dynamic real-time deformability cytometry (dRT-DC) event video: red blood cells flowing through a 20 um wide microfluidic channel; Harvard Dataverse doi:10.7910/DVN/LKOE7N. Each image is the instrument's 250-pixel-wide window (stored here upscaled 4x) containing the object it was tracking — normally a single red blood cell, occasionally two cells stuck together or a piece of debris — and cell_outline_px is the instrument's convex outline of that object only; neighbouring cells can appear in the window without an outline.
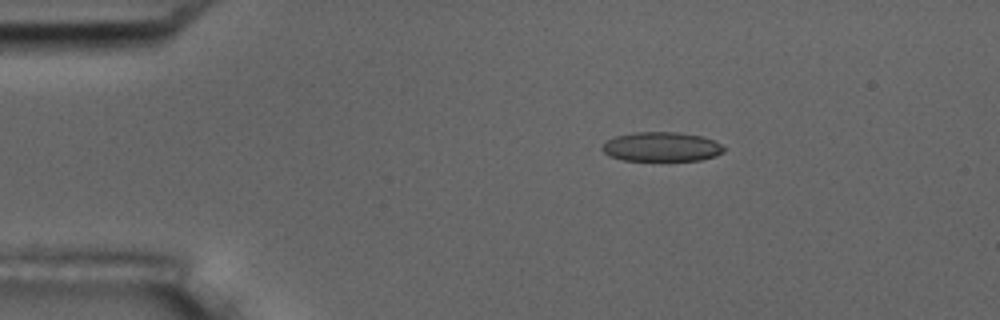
{"species": "common noctule bat (a hibernating species)", "species_latin": "Nyctalus noctula", "temperature_condition": "room temperature", "stored_images_in_passage": 5, "camera_frame_rate_fps": 3000, "um_per_image_px": 0.085, "animal": {"sex": "male", "body_mass_g": 17.5, "forearm_length_mm": 52.3}, "frame": {"image": 1, "passage_image": 2, "time_ms": 1.333, "image_size_px": [1000, 320], "cell_outline_px": [[724, 152], [716, 156], [700, 160], [624, 160], [612, 156], [604, 152], [600, 148], [608, 140], [616, 136], [636, 132], [680, 132], [700, 136], [712, 140], [720, 144], [724, 148]], "centroid_in_image_um": [56.25, 12.47], "position_along_channel_um": 28.8, "area_um2": 20.58}}
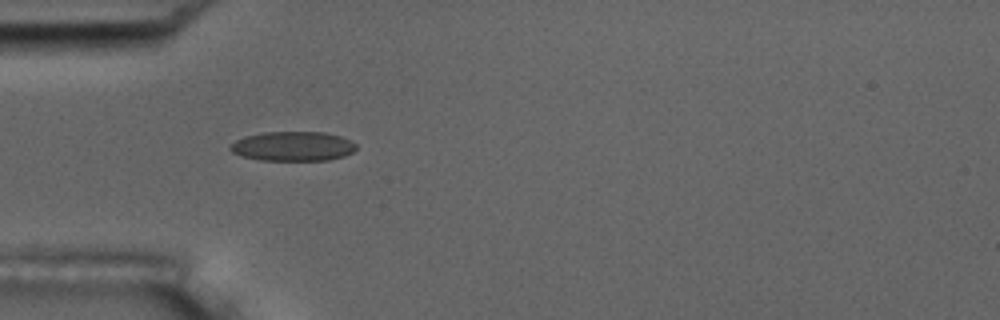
{"frame": {"image": 2, "passage_image": 4, "time_ms": 3.667, "image_size_px": [1000, 320], "cell_outline_px": [[356, 148], [352, 152], [344, 156], [328, 160], [260, 160], [240, 156], [232, 152], [228, 148], [236, 140], [244, 136], [264, 132], [324, 132], [340, 136], [352, 140], [356, 144]], "centroid_in_image_um": [24.89, 12.43], "position_along_channel_um": 60.1, "area_um2": 21.73}}